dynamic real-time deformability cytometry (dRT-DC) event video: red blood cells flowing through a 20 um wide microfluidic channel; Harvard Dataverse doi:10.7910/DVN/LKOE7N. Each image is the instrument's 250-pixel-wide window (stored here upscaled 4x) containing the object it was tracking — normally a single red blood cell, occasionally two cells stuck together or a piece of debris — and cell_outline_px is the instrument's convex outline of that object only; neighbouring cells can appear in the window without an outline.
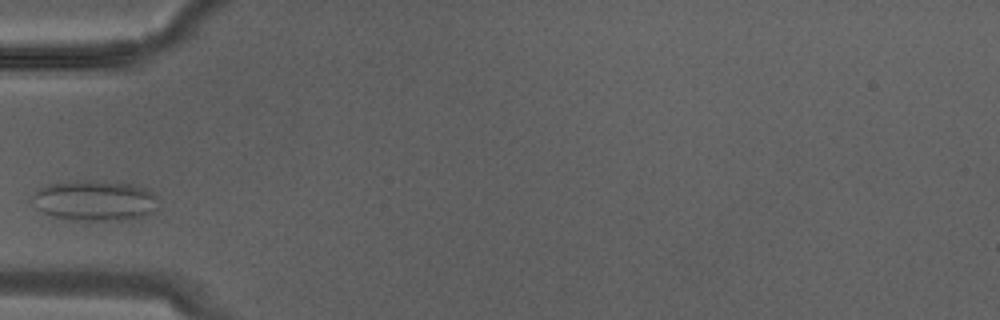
{"species": "Egyptian fruit bat (a non-hibernating species)", "species_latin": "Rousettus aegyptiacus", "temperature_condition": "warm", "stored_images_in_passage": 5, "camera_frame_rate_fps": 3000, "um_per_image_px": 0.085, "animal": {"sex": "male"}, "frame": {"image": 1, "passage_image": 4, "time_ms": 1.0, "image_size_px": [1000, 320], "cell_outline_px": [[156, 208], [152, 212], [144, 216], [120, 220], [60, 220], [36, 208], [32, 204], [32, 196], [40, 188], [52, 184], [80, 180], [100, 180], [132, 184], [144, 188], [152, 192], [156, 196]], "centroid_in_image_um": [8.03, 17.05], "position_along_channel_um": 77.0, "area_um2": 29.82}}